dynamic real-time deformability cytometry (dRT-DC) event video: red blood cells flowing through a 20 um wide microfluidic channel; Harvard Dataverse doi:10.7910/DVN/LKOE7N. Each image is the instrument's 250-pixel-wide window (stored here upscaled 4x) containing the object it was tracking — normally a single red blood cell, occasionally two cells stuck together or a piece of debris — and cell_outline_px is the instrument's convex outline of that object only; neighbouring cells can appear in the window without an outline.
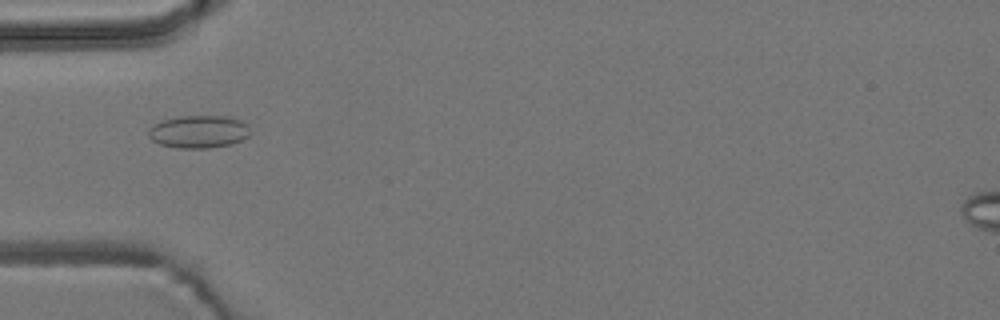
{"species": "common noctule bat (a hibernating species)", "species_latin": "Nyctalus noctula", "temperature_condition": "room temperature", "stored_images_in_passage": 5, "camera_frame_rate_fps": 3000, "um_per_image_px": 0.085, "animal": {"sex": "male", "body_mass_g": 19.2, "forearm_length_mm": 51.8}, "frame": {"image": 1, "passage_image": 2, "time_ms": 1.333, "image_size_px": [1000, 320], "cell_outline_px": [[248, 136], [232, 144], [208, 148], [176, 148], [160, 144], [152, 140], [148, 136], [148, 128], [152, 124], [164, 120], [180, 116], [228, 116], [240, 120], [248, 124]], "centroid_in_image_um": [16.86, 11.19], "position_along_channel_um": 68.1, "area_um2": 19.42}}
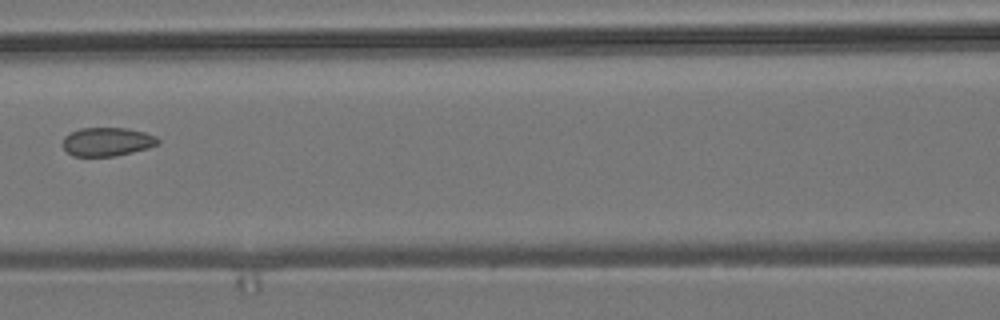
{"frame": {"image": 2, "passage_image": 4, "time_ms": 3.667, "image_size_px": [1000, 320], "cell_outline_px": [[160, 144], [148, 148], [132, 152], [112, 156], [72, 156], [64, 148], [64, 136], [80, 128], [128, 128], [144, 132], [156, 136], [160, 140]], "centroid_in_image_um": [9.14, 12.04], "position_along_channel_um": 157.5, "area_um2": 15.84}}
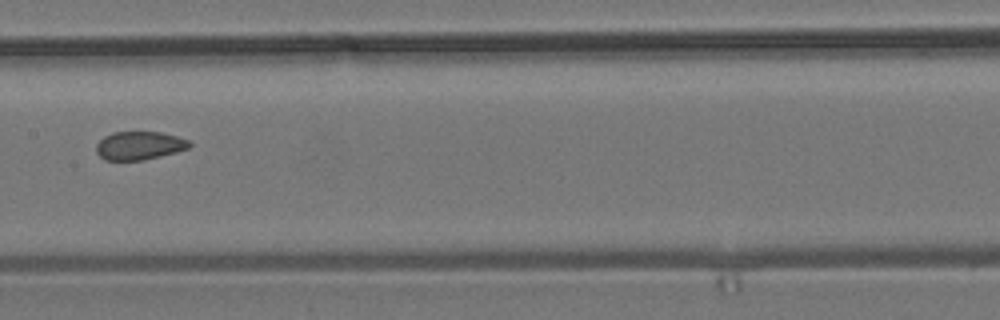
{"frame": {"image": 3, "passage_image": 5, "time_ms": 4.667, "image_size_px": [1000, 320], "cell_outline_px": [[192, 144], [188, 148], [176, 152], [144, 160], [104, 160], [96, 152], [96, 144], [104, 136], [112, 132], [160, 132], [176, 136], [188, 140]], "centroid_in_image_um": [11.82, 12.37], "position_along_channel_um": 195.6, "area_um2": 15.37}}